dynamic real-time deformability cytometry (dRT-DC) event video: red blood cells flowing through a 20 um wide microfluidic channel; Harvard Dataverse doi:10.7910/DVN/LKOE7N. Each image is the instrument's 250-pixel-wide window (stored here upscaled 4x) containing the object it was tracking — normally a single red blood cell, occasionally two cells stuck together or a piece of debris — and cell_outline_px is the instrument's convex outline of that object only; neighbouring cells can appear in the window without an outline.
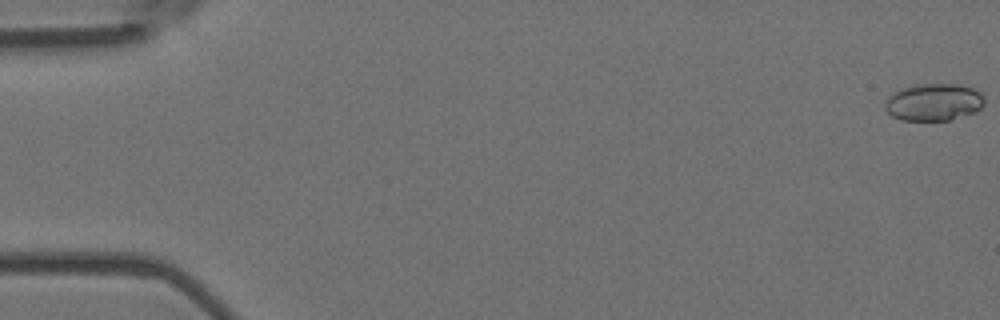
{"species": "Egyptian fruit bat (a non-hibernating species)", "species_latin": "Rousettus aegyptiacus", "temperature_condition": "room temperature", "stored_images_in_passage": 55, "camera_frame_rate_fps": 3000, "um_per_image_px": 0.085, "animal": {"sex": "female"}, "frame": {"image": 1, "passage_image": 1, "time_ms": 0.0, "image_size_px": [1000, 320], "cell_outline_px": [[984, 104], [976, 112], [948, 120], [900, 120], [892, 116], [884, 108], [884, 104], [888, 96], [900, 88], [916, 84], [960, 84], [972, 88], [980, 92], [984, 96]], "centroid_in_image_um": [79.35, 8.67], "position_along_channel_um": 5.6, "area_um2": 21.73}}
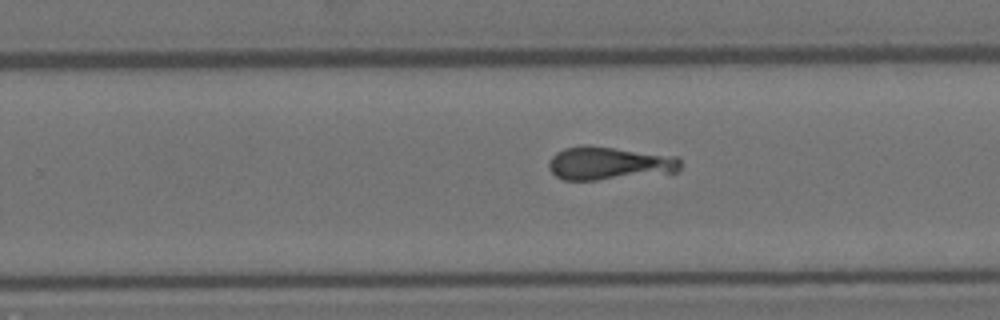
{"frame": {"image": 2, "passage_image": 35, "time_ms": 11.333, "image_size_px": [1000, 320], "cell_outline_px": [[680, 168], [676, 172], [596, 180], [564, 180], [556, 176], [548, 168], [548, 160], [556, 152], [564, 148], [584, 144], [588, 144], [676, 156], [680, 160]], "centroid_in_image_um": [51.72, 13.86], "position_along_channel_um": 278.1, "area_um2": 25.61}}
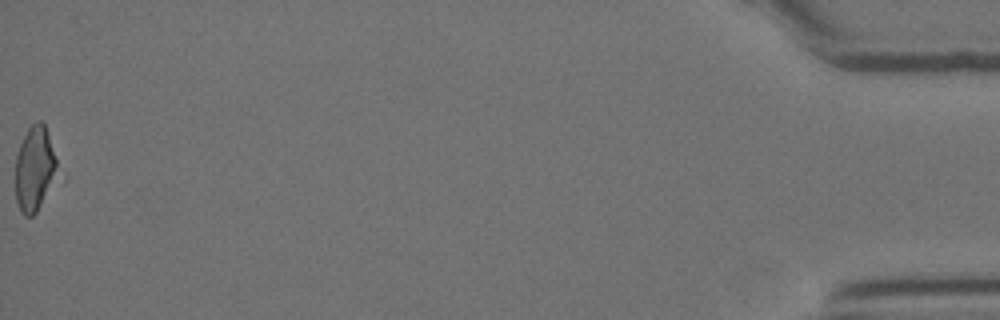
{"frame": {"image": 3, "passage_image": 55, "time_ms": 18.0, "image_size_px": [1000, 320], "cell_outline_px": [[68, 176], [36, 212], [32, 216], [24, 216], [20, 212], [16, 200], [16, 156], [20, 144], [28, 128], [36, 120], [40, 120], [44, 124]], "centroid_in_image_um": [3.15, 14.41], "position_along_channel_um": 432.0, "area_um2": 23.29}}